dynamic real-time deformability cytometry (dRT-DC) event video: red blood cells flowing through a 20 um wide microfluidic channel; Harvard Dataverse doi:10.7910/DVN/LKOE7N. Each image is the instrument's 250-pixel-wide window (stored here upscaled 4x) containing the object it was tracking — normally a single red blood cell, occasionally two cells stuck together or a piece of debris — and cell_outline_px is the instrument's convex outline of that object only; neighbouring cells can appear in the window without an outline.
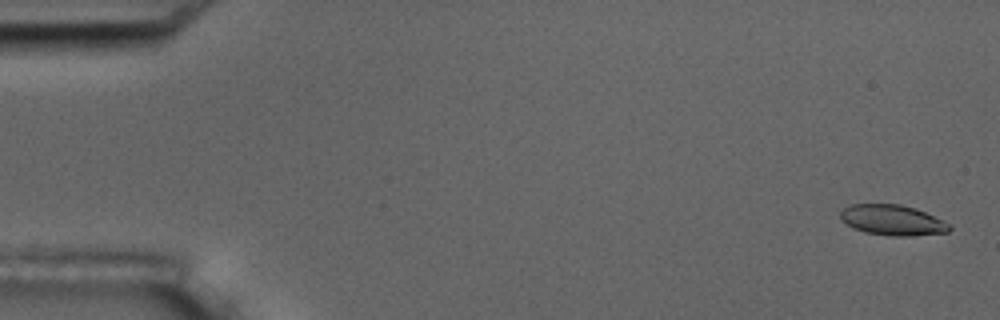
{"species": "common noctule bat (a hibernating species)", "species_latin": "Nyctalus noctula", "temperature_condition": "room temperature", "stored_images_in_passage": 5, "camera_frame_rate_fps": 3000, "um_per_image_px": 0.085, "animal": {"sex": "male", "body_mass_g": 17.5, "forearm_length_mm": 52.3}, "frame": {"image": 1, "passage_image": 1, "time_ms": 0.0, "image_size_px": [1000, 320], "cell_outline_px": [[952, 228], [948, 232], [912, 236], [888, 236], [864, 232], [852, 228], [840, 220], [840, 212], [844, 208], [852, 204], [900, 204], [916, 208], [944, 220], [952, 224]], "centroid_in_image_um": [75.88, 18.72], "position_along_channel_um": 9.1, "area_um2": 19.71}}
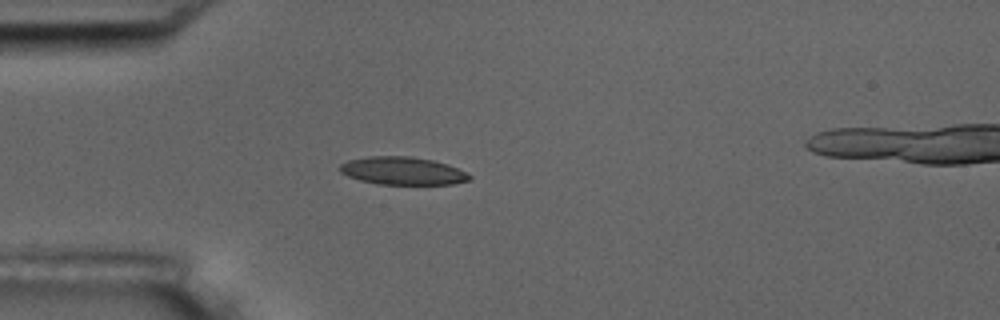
{"frame": {"image": 2, "passage_image": 5, "time_ms": 4.667, "image_size_px": [1000, 320], "cell_outline_px": [[472, 176], [468, 180], [452, 184], [376, 184], [360, 180], [348, 176], [340, 172], [340, 164], [348, 160], [368, 156], [408, 156], [432, 160], [468, 172]], "centroid_in_image_um": [34.19, 14.52], "position_along_channel_um": 50.8, "area_um2": 20.87}}